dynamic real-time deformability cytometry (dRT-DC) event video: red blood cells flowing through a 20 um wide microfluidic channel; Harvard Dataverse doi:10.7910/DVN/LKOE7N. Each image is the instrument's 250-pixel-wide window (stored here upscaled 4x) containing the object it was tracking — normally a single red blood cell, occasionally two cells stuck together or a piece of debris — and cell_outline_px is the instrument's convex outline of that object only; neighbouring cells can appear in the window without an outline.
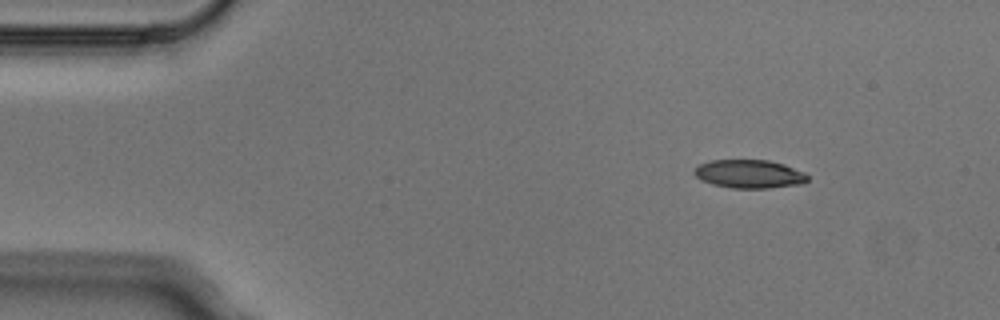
{"species": "Egyptian fruit bat (a non-hibernating species)", "species_latin": "Rousettus aegyptiacus", "temperature_condition": "cold", "stored_images_in_passage": 4, "camera_frame_rate_fps": 3000, "um_per_image_px": 0.085, "animal": {"sex": "male"}, "frame": {"image": 1, "passage_image": 1, "time_ms": 0.0, "image_size_px": [1000, 320], "cell_outline_px": [[808, 180], [804, 184], [768, 188], [732, 188], [712, 184], [700, 180], [692, 172], [700, 164], [712, 160], [768, 160], [784, 164], [804, 172], [808, 176]], "centroid_in_image_um": [63.7, 14.79], "position_along_channel_um": 21.3, "area_um2": 18.84}}
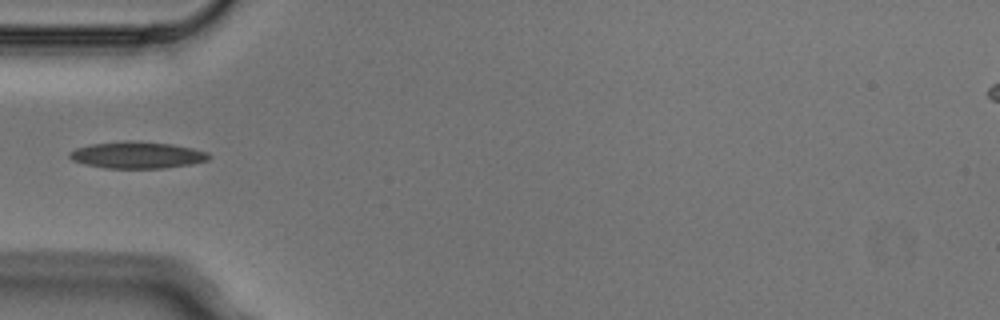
{"frame": {"image": 2, "passage_image": 4, "time_ms": 1.0, "image_size_px": [1000, 320], "cell_outline_px": [[212, 156], [208, 160], [192, 164], [164, 168], [104, 168], [84, 164], [72, 160], [68, 156], [68, 152], [76, 148], [92, 144], [124, 140], [128, 140], [172, 144], [192, 148], [208, 152]], "centroid_in_image_um": [11.65, 13.18], "position_along_channel_um": 73.3, "area_um2": 21.85}}